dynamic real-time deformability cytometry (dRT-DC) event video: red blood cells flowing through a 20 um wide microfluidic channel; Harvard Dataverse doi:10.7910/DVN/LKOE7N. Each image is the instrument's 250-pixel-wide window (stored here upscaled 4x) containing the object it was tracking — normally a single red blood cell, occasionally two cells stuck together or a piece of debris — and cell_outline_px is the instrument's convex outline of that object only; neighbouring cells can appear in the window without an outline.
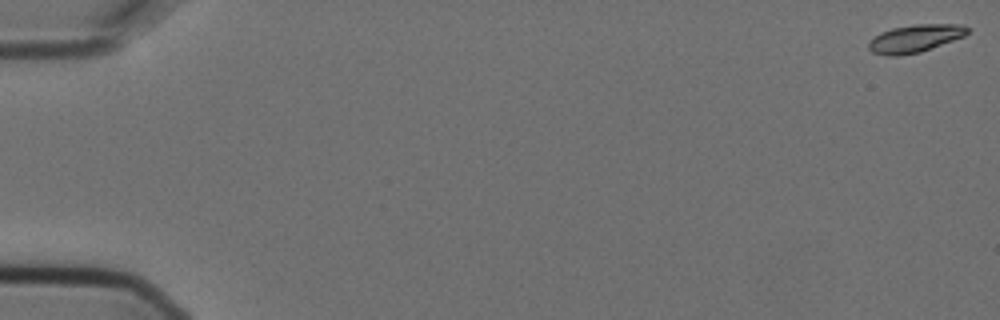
{"species": "Egyptian fruit bat (a non-hibernating species)", "species_latin": "Rousettus aegyptiacus", "temperature_condition": "cold", "stored_images_in_passage": 7, "camera_frame_rate_fps": 3000, "um_per_image_px": 0.085, "animal": {"sex": "female"}, "frame": {"image": 1, "passage_image": 1, "time_ms": 0.0, "image_size_px": [1000, 320], "cell_outline_px": [[972, 28], [964, 36], [920, 52], [896, 56], [888, 56], [872, 52], [868, 48], [868, 44], [880, 32], [892, 28], [916, 24], [960, 24]], "centroid_in_image_um": [77.8, 3.26], "position_along_channel_um": 7.2, "area_um2": 15.84}}
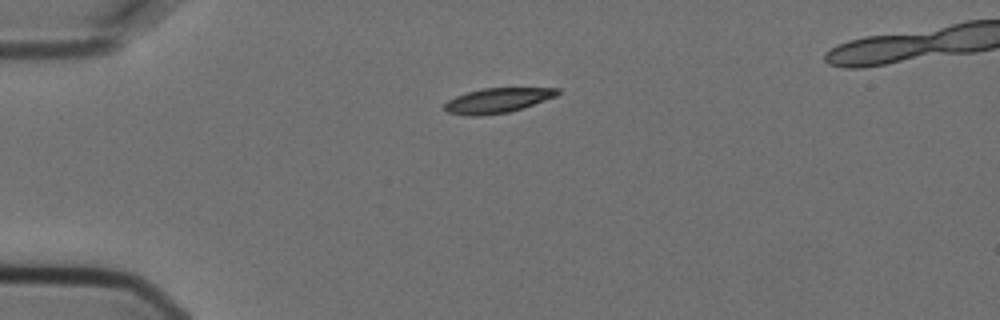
{"frame": {"image": 2, "passage_image": 5, "time_ms": 1.333, "image_size_px": [1000, 320], "cell_outline_px": [[560, 92], [556, 96], [524, 108], [508, 112], [480, 116], [468, 116], [448, 112], [444, 108], [444, 104], [448, 100], [456, 96], [468, 92], [484, 88], [560, 88]], "centroid_in_image_um": [42.29, 8.54], "position_along_channel_um": 42.7, "area_um2": 16.3}}
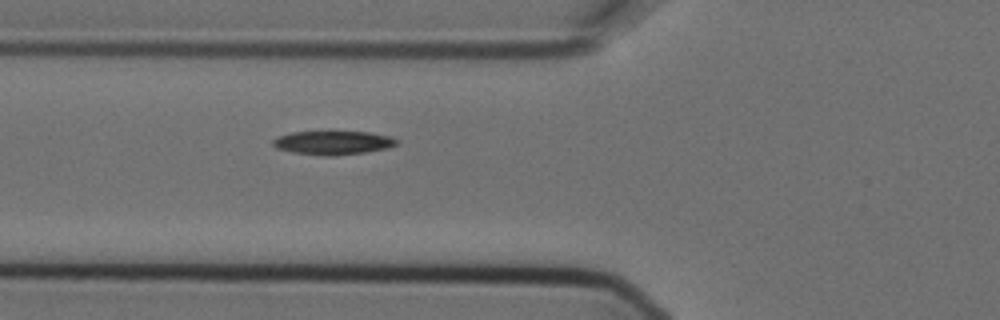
{"frame": {"image": 3, "passage_image": 7, "time_ms": 2.0, "image_size_px": [1000, 320], "cell_outline_px": [[400, 140], [396, 144], [388, 148], [364, 152], [336, 156], [324, 156], [292, 152], [276, 148], [272, 144], [272, 140], [276, 136], [292, 132], [328, 128], [332, 128], [368, 132], [392, 136]], "centroid_in_image_um": [28.29, 12.07], "position_along_channel_um": 97.5, "area_um2": 18.38}}